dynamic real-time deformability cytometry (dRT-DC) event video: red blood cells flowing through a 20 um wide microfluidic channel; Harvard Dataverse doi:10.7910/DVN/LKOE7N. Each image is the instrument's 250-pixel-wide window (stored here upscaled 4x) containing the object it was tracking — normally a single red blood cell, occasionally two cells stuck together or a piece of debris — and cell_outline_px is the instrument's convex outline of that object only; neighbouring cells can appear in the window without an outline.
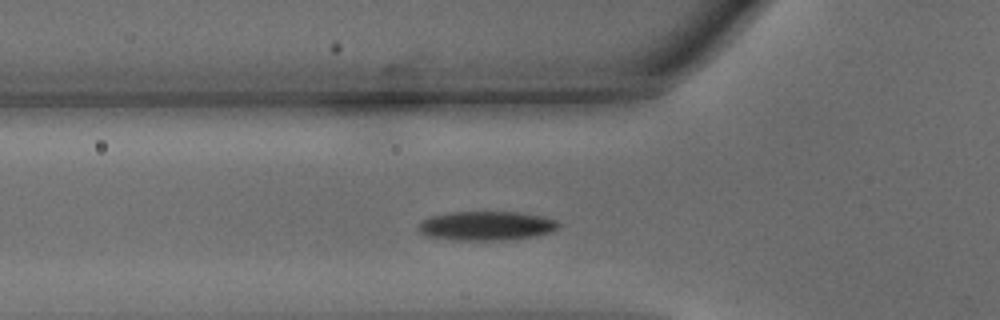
{"species": "common noctule bat (a hibernating species)", "species_latin": "Nyctalus noctula", "temperature_condition": "warm", "stored_images_in_passage": 31, "camera_frame_rate_fps": 3000, "um_per_image_px": 0.085, "animal": {"sex": "male", "body_mass_g": 15.6}, "frame": {"image": 1, "passage_image": 9, "time_ms": 2.667, "image_size_px": [1000, 320], "cell_outline_px": [[560, 224], [556, 228], [548, 232], [536, 236], [504, 240], [452, 240], [428, 236], [420, 232], [420, 224], [424, 220], [432, 216], [452, 212], [520, 212], [544, 216], [556, 220]], "centroid_in_image_um": [41.37, 19.19], "position_along_channel_um": 84.4, "area_um2": 23.58}}
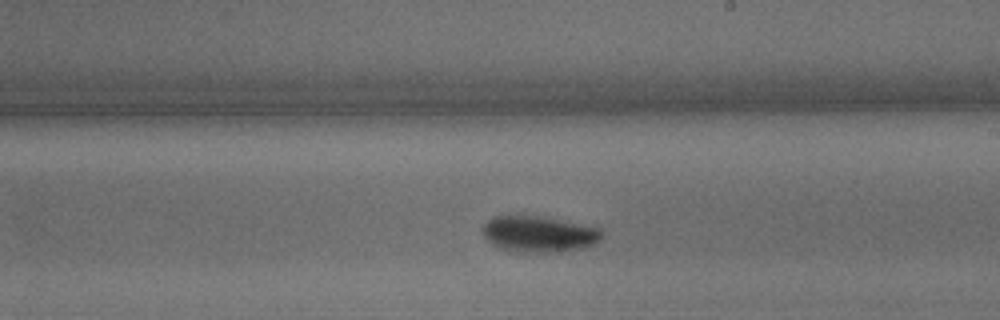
{"frame": {"image": 2, "passage_image": 20, "time_ms": 6.333, "image_size_px": [1000, 320], "cell_outline_px": [[600, 240], [596, 244], [584, 248], [560, 252], [516, 252], [500, 248], [492, 244], [484, 236], [484, 224], [492, 216], [544, 216], [600, 228]], "centroid_in_image_um": [45.82, 19.9], "position_along_channel_um": 243.2, "area_um2": 25.09}}
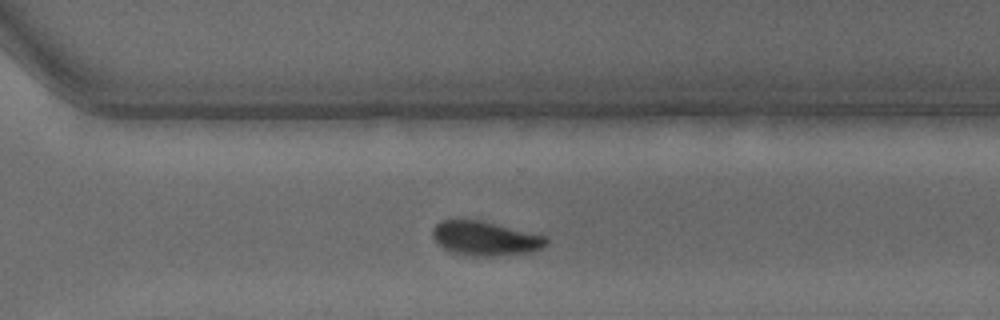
{"frame": {"image": 3, "passage_image": 26, "time_ms": 8.333, "image_size_px": [1000, 320], "cell_outline_px": [[548, 240], [540, 248], [528, 252], [492, 256], [472, 256], [456, 252], [444, 248], [432, 236], [432, 228], [440, 220], [480, 220], [544, 236]], "centroid_in_image_um": [41.19, 20.25], "position_along_channel_um": 329.4, "area_um2": 22.02}, "authors_computed_cell_mechanics": {"area_um2": 23.4668, "velocity_mm_per_s": 4.3176, "shape_relaxation_time_tau1_ms": 1.3499, "shape_relaxation_time_tau2_ms": 2.5609, "deformation_change_tau1": 0.0979, "deformation_change_tau2": 0.0678}}